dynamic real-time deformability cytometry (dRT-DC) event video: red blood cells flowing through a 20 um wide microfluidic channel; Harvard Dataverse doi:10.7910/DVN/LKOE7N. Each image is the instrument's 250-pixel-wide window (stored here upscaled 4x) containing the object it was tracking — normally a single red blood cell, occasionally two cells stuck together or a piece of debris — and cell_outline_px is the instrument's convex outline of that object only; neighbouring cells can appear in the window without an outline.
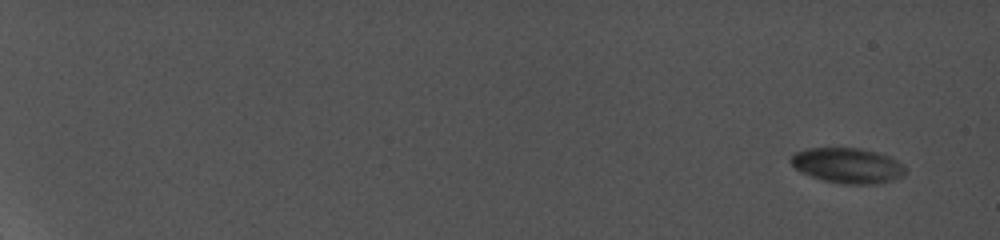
{"species": "common noctule bat (a hibernating species)", "species_latin": "Nyctalus noctula", "temperature_condition": "cold", "stored_images_in_passage": 61, "camera_frame_rate_fps": 5000, "um_per_image_px": 0.085, "animal": {"sex": "female", "body_mass_g": 19.0, "forearm_length_mm": 56.7}, "frame": {"image": 1, "passage_image": 1, "time_ms": 0.0, "image_size_px": [1000, 240], "cell_outline_px": [[908, 172], [904, 176], [892, 180], [876, 184], [840, 184], [824, 180], [800, 172], [788, 160], [796, 152], [804, 148], [860, 148], [876, 152], [888, 156], [896, 160]], "centroid_in_image_um": [72.04, 14.07], "position_along_channel_um": 13.0, "area_um2": 23.52}}
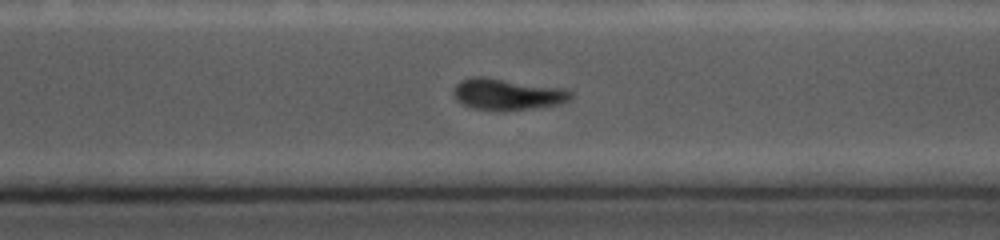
{"frame": {"image": 2, "passage_image": 49, "time_ms": 14.6, "image_size_px": [1000, 240], "cell_outline_px": [[572, 96], [568, 100], [560, 104], [504, 112], [472, 108], [460, 104], [456, 100], [452, 92], [456, 84], [460, 80], [472, 76], [488, 76], [564, 88], [572, 92]], "centroid_in_image_um": [43.07, 8.01], "position_along_channel_um": 327.5, "area_um2": 22.08}}
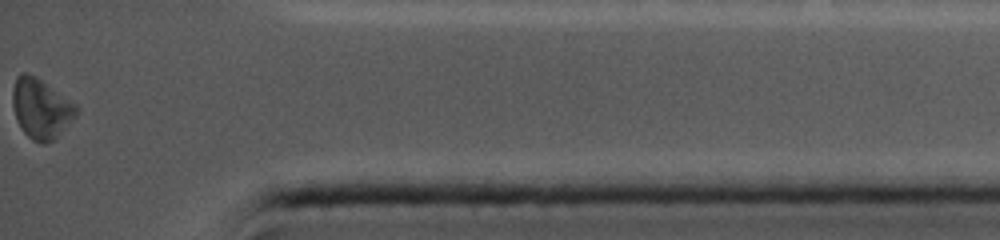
{"frame": {"image": 3, "passage_image": 61, "time_ms": 17.6, "image_size_px": [1000, 240], "cell_outline_px": [[80, 108], [76, 116], [52, 140], [44, 144], [32, 140], [20, 128], [16, 120], [12, 104], [12, 88], [16, 76], [20, 72], [28, 72], [36, 76], [76, 104]], "centroid_in_image_um": [3.45, 9.19], "position_along_channel_um": 431.7, "area_um2": 22.37}, "authors_computed_cell_mechanics": {"area_um2": 23.3512, "velocity_mm_per_s": 3.7928, "shape_relaxation_time_tau1_ms": null, "shape_relaxation_time_tau2_ms": 5.6559, "deformation_change_tau1": null, "deformation_change_tau2": 0.1326}}